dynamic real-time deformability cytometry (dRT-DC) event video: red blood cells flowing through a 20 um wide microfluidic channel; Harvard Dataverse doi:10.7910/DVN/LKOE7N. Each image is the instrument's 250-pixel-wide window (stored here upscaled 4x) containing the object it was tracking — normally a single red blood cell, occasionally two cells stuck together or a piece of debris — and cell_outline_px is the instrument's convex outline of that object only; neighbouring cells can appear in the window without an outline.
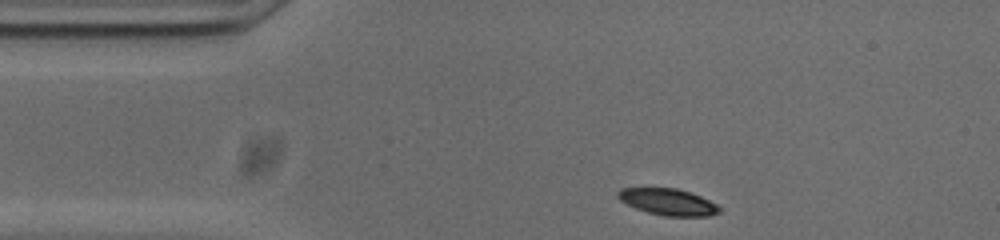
{"species": "common noctule bat (a hibernating species)", "species_latin": "Nyctalus noctula", "temperature_condition": "cold", "stored_images_in_passage": 46, "camera_frame_rate_fps": 3000, "um_per_image_px": 0.085, "animal": {"sex": "male", "body_mass_g": 20.0, "forearm_length_mm": 53.3}, "frame": {"image": 1, "passage_image": 1, "time_ms": 0.0, "image_size_px": [1000, 240], "cell_outline_px": [[720, 212], [708, 216], [664, 216], [648, 212], [636, 208], [620, 200], [616, 196], [616, 192], [620, 188], [676, 188], [700, 196], [716, 204], [720, 208]], "centroid_in_image_um": [56.75, 17.16], "position_along_channel_um": 28.2, "area_um2": 15.55}}
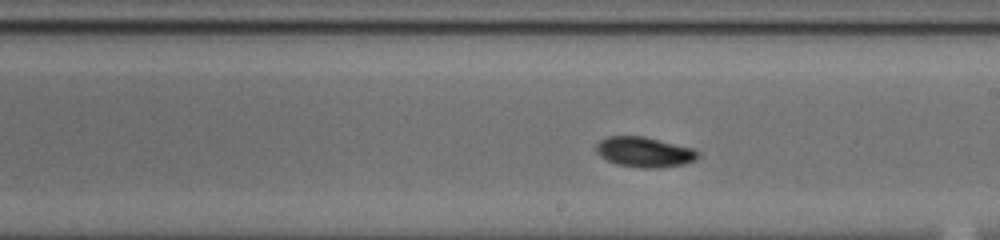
{"frame": {"image": 2, "passage_image": 21, "time_ms": 6.667, "image_size_px": [1000, 240], "cell_outline_px": [[700, 156], [696, 160], [684, 164], [656, 168], [640, 168], [616, 164], [600, 156], [596, 152], [596, 144], [600, 140], [608, 136], [644, 136], [692, 148], [700, 152]], "centroid_in_image_um": [54.78, 12.92], "position_along_channel_um": 234.2, "area_um2": 17.98}}
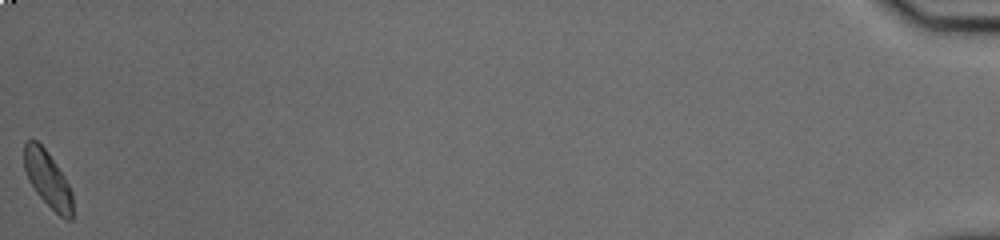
{"frame": {"image": 3, "passage_image": 46, "time_ms": 15.0, "image_size_px": [1000, 240], "cell_outline_px": [[72, 220], [64, 220], [36, 192], [28, 180], [24, 168], [24, 140], [36, 140], [48, 152], [64, 176], [72, 192]], "centroid_in_image_um": [4.05, 15.22], "position_along_channel_um": 431.2, "area_um2": 15.78}, "authors_computed_cell_mechanics": {"area_um2": 16.5597, "velocity_mm_per_s": 3.716, "shape_relaxation_time_tau1_ms": 1.7327, "shape_relaxation_time_tau2_ms": null, "deformation_change_tau1": 0.0957, "deformation_change_tau2": null}}